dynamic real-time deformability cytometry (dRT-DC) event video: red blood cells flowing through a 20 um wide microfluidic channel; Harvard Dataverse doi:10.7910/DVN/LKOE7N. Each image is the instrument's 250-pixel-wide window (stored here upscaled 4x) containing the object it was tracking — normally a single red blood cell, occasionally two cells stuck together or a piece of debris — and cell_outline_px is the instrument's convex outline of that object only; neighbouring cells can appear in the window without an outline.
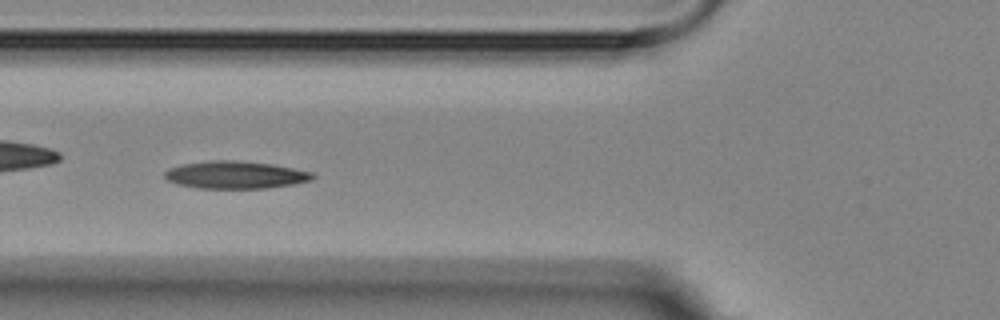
{"species": "Egyptian fruit bat (a non-hibernating species)", "species_latin": "Rousettus aegyptiacus", "temperature_condition": "room temperature", "stored_images_in_passage": 8, "camera_frame_rate_fps": 3000, "um_per_image_px": 0.085, "animal": {"sex": "female"}, "frame": {"image": 1, "passage_image": 5, "time_ms": 4.667, "image_size_px": [1000, 320], "cell_outline_px": [[316, 176], [312, 180], [292, 184], [268, 188], [196, 188], [176, 184], [168, 180], [164, 176], [164, 172], [168, 168], [180, 164], [208, 160], [236, 160], [272, 164], [312, 172]], "centroid_in_image_um": [19.97, 14.86], "position_along_channel_um": 105.8, "area_um2": 23.87}}
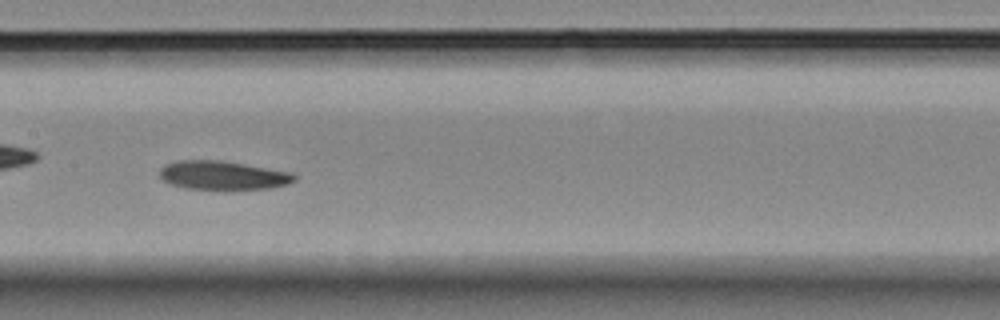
{"frame": {"image": 2, "passage_image": 7, "time_ms": 7.0, "image_size_px": [1000, 320], "cell_outline_px": [[296, 180], [288, 184], [272, 188], [228, 192], [224, 192], [184, 188], [172, 184], [164, 180], [160, 176], [160, 168], [164, 164], [176, 160], [220, 160], [292, 172], [296, 176]], "centroid_in_image_um": [18.96, 14.95], "position_along_channel_um": 188.4, "area_um2": 23.58}}
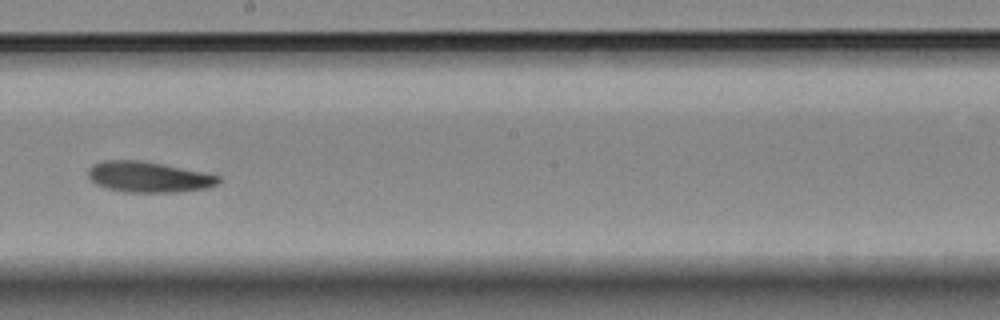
{"frame": {"image": 3, "passage_image": 8, "time_ms": 8.333, "image_size_px": [1000, 320], "cell_outline_px": [[220, 180], [216, 184], [208, 188], [180, 192], [124, 192], [104, 188], [96, 184], [88, 176], [88, 168], [92, 164], [104, 160], [140, 160], [204, 172], [220, 176]], "centroid_in_image_um": [12.6, 15.05], "position_along_channel_um": 235.6, "area_um2": 23.41}}